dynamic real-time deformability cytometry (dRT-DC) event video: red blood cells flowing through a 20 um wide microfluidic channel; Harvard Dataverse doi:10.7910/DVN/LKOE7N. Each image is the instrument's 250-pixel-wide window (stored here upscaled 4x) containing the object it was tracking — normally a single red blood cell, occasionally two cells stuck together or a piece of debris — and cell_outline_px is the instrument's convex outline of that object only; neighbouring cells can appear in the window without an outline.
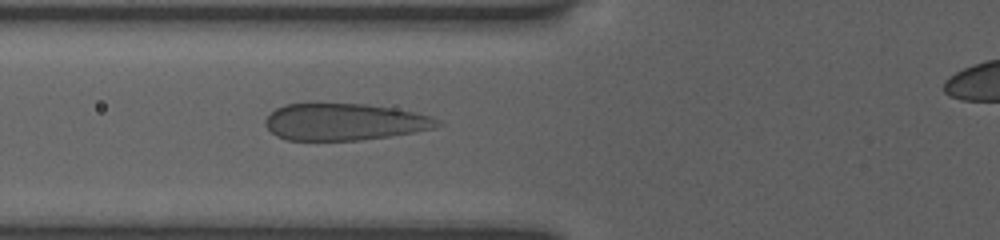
{"species": "human", "species_latin": "Homo sapiens", "temperature_condition": "room temperature", "stored_images_in_passage": 18, "camera_frame_rate_fps": 3000, "um_per_image_px": 0.085, "donor": {"sex": "female"}, "frame": {"image": 1, "passage_image": 6, "time_ms": 2.0, "image_size_px": [1000, 240], "cell_outline_px": [[444, 124], [436, 128], [392, 136], [360, 140], [288, 140], [276, 136], [264, 124], [264, 120], [276, 108], [284, 104], [312, 100], [368, 104], [396, 108], [432, 116], [440, 120]], "centroid_in_image_um": [29.27, 10.31], "position_along_channel_um": 96.5, "area_um2": 38.38}}
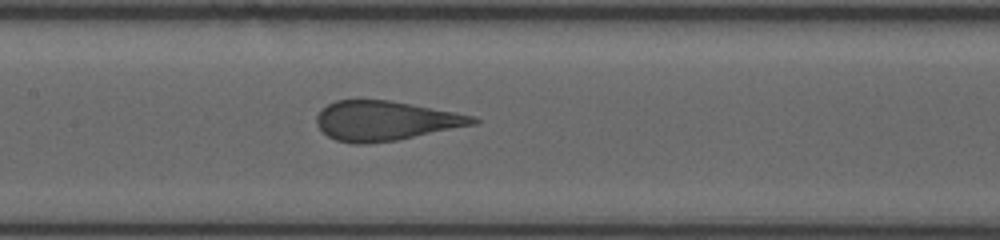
{"frame": {"image": 2, "passage_image": 14, "time_ms": 4.0, "image_size_px": [1000, 240], "cell_outline_px": [[480, 120], [476, 124], [396, 140], [364, 144], [352, 144], [336, 140], [328, 136], [316, 124], [316, 116], [328, 104], [336, 100], [392, 100], [476, 116]], "centroid_in_image_um": [32.76, 10.26], "position_along_channel_um": 174.6, "area_um2": 35.95}}
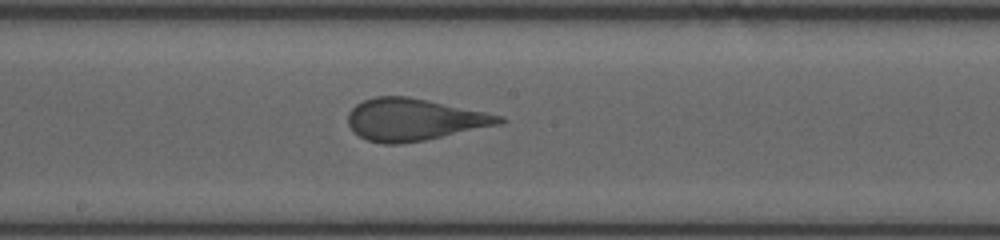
{"frame": {"image": 3, "passage_image": 18, "time_ms": 5.0, "image_size_px": [1000, 240], "cell_outline_px": [[508, 120], [504, 124], [424, 140], [400, 144], [384, 144], [368, 140], [360, 136], [348, 124], [348, 112], [356, 104], [364, 100], [376, 96], [408, 96], [504, 116]], "centroid_in_image_um": [35.23, 10.16], "position_along_channel_um": 213.0, "area_um2": 36.99}}